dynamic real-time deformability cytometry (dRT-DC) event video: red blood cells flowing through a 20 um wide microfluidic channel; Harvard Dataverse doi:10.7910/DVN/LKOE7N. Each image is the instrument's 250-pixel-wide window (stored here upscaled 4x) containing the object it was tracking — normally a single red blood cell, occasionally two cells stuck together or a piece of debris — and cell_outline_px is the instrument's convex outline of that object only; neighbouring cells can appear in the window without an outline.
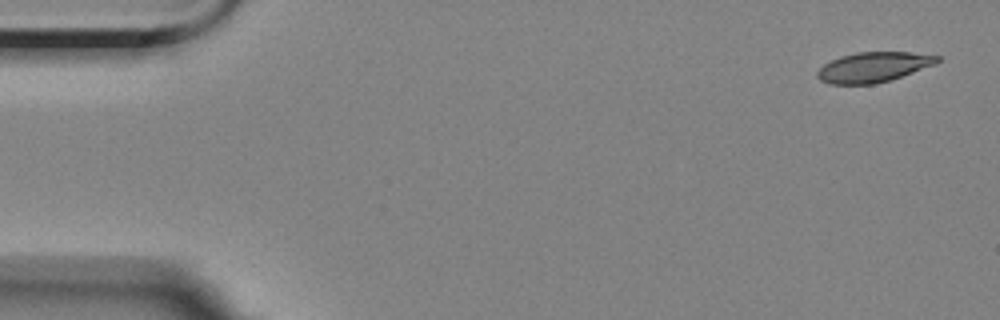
{"species": "Egyptian fruit bat (a non-hibernating species)", "species_latin": "Rousettus aegyptiacus", "temperature_condition": "room temperature", "stored_images_in_passage": 4, "camera_frame_rate_fps": 3000, "um_per_image_px": 0.085, "animal": {"sex": "female"}, "frame": {"image": 1, "passage_image": 1, "time_ms": 0.0, "image_size_px": [1000, 320], "cell_outline_px": [[940, 60], [936, 64], [888, 80], [872, 84], [828, 84], [820, 80], [816, 76], [816, 72], [824, 64], [840, 56], [856, 52], [912, 52], [940, 56]], "centroid_in_image_um": [74.21, 5.69], "position_along_channel_um": 10.8, "area_um2": 20.87}}
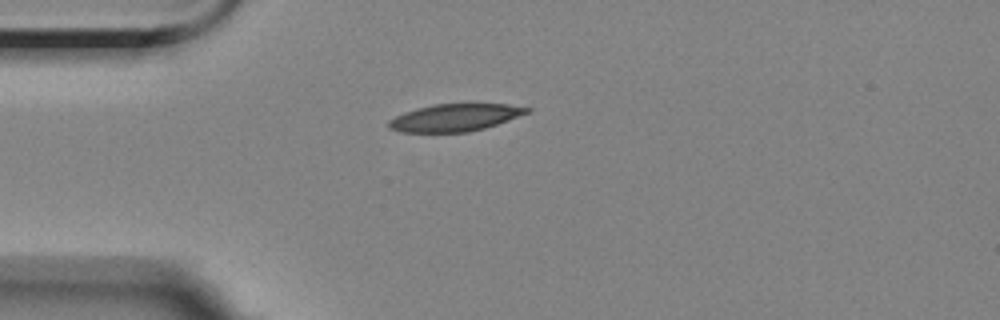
{"frame": {"image": 2, "passage_image": 4, "time_ms": 4.0, "image_size_px": [1000, 320], "cell_outline_px": [[532, 112], [484, 128], [468, 132], [400, 132], [388, 128], [388, 120], [404, 112], [416, 108], [432, 104], [508, 104], [532, 108]], "centroid_in_image_um": [38.67, 9.99], "position_along_channel_um": 46.3, "area_um2": 22.08}}